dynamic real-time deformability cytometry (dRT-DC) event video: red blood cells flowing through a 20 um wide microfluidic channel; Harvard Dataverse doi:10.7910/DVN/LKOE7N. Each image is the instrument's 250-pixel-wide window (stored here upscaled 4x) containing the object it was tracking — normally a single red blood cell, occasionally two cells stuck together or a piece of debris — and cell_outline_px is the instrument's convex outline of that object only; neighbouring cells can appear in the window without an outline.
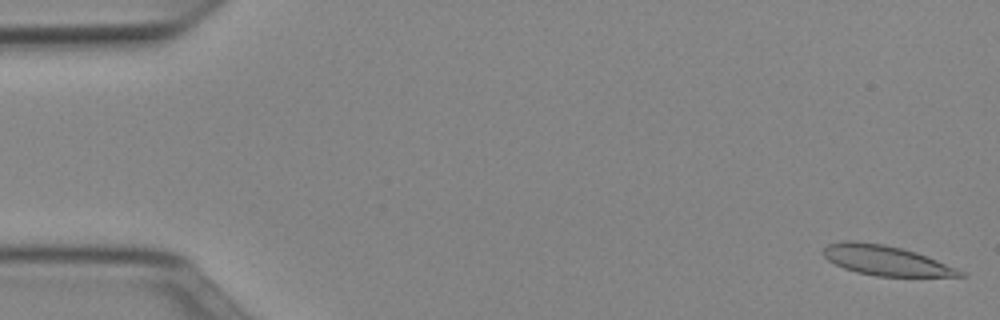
{"species": "Egyptian fruit bat (a non-hibernating species)", "species_latin": "Rousettus aegyptiacus", "temperature_condition": "cold", "stored_images_in_passage": 15, "camera_frame_rate_fps": 3000, "um_per_image_px": 0.085, "animal": {"sex": "female"}, "frame": {"image": 1, "passage_image": 1, "time_ms": 0.0, "image_size_px": [1000, 320], "cell_outline_px": [[968, 276], [876, 276], [856, 272], [844, 268], [828, 260], [820, 252], [828, 244], [844, 240], [856, 240], [884, 244], [916, 252], [968, 272]], "centroid_in_image_um": [75.3, 22.13], "position_along_channel_um": 9.7, "area_um2": 23.93}}
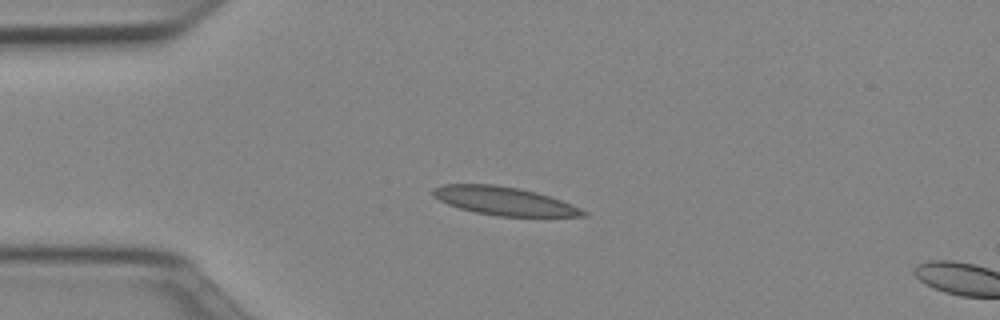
{"frame": {"image": 2, "passage_image": 12, "time_ms": 3.667, "image_size_px": [1000, 320], "cell_outline_px": [[588, 216], [500, 216], [476, 212], [460, 208], [448, 204], [432, 196], [432, 188], [444, 184], [492, 184], [520, 188], [536, 192], [572, 204], [588, 212]], "centroid_in_image_um": [42.84, 17.07], "position_along_channel_um": 42.2, "area_um2": 24.62}}